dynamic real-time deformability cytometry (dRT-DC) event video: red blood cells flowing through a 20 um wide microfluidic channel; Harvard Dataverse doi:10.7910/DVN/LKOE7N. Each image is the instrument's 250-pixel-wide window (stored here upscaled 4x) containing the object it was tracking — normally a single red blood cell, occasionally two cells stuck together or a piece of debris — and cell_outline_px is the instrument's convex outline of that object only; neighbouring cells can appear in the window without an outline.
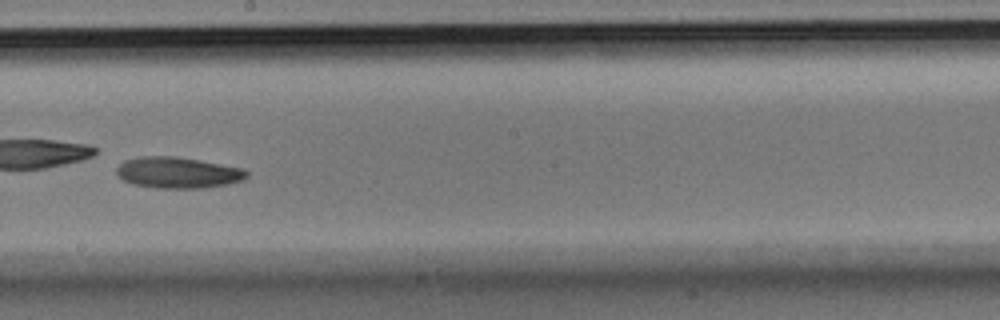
{"species": "Egyptian fruit bat (a non-hibernating species)", "species_latin": "Rousettus aegyptiacus", "temperature_condition": "room temperature", "stored_images_in_passage": 36, "camera_frame_rate_fps": 3000, "um_per_image_px": 0.085, "animal": {"sex": "male"}, "frame": {"image": 1, "passage_image": 21, "time_ms": 6.667, "image_size_px": [1000, 320], "cell_outline_px": [[248, 176], [244, 180], [204, 188], [156, 188], [132, 184], [124, 180], [116, 172], [116, 168], [124, 160], [136, 156], [176, 156], [200, 160], [244, 168], [248, 172]], "centroid_in_image_um": [15.11, 14.66], "position_along_channel_um": 233.1, "area_um2": 23.76}}